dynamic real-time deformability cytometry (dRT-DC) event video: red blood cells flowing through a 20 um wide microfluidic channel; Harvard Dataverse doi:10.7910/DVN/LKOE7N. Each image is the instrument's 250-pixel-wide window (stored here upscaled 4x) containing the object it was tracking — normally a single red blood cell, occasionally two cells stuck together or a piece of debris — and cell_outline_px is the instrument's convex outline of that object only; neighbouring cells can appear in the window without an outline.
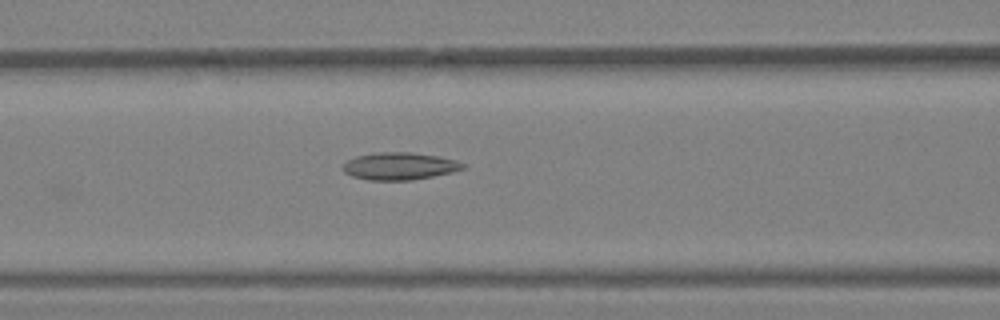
{"species": "Egyptian fruit bat (a non-hibernating species)", "species_latin": "Rousettus aegyptiacus", "temperature_condition": "warm", "stored_images_in_passage": 24, "camera_frame_rate_fps": 3000, "um_per_image_px": 0.085, "animal": {"sex": "female"}, "frame": {"image": 1, "passage_image": 6, "time_ms": 1.667, "image_size_px": [1000, 320], "cell_outline_px": [[468, 164], [464, 168], [452, 172], [412, 180], [368, 180], [352, 176], [344, 172], [340, 168], [348, 160], [356, 156], [376, 152], [412, 152], [440, 156], [456, 160]], "centroid_in_image_um": [33.97, 14.11], "position_along_channel_um": 132.6, "area_um2": 19.31}}
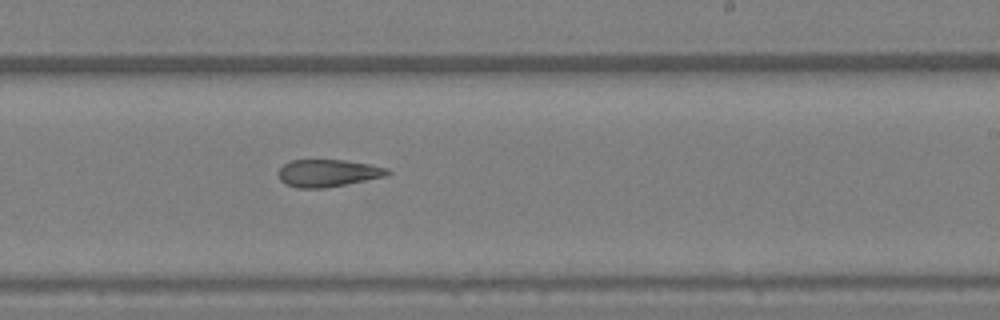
{"frame": {"image": 2, "passage_image": 13, "time_ms": 4.0, "image_size_px": [1000, 320], "cell_outline_px": [[392, 172], [388, 176], [324, 188], [296, 188], [280, 180], [280, 168], [284, 164], [292, 160], [344, 160], [368, 164], [388, 168]], "centroid_in_image_um": [27.92, 14.71], "position_along_channel_um": 261.1, "area_um2": 17.22}}
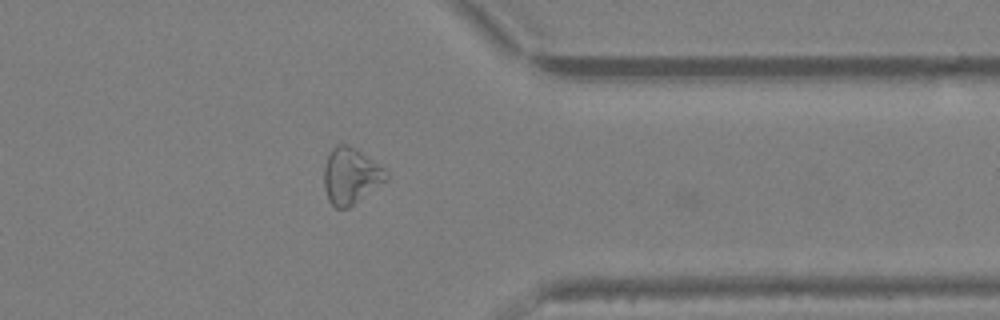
{"frame": {"image": 3, "passage_image": 20, "time_ms": 6.333, "image_size_px": [1000, 320], "cell_outline_px": [[388, 180], [348, 208], [336, 208], [328, 200], [324, 188], [324, 164], [332, 148], [336, 144], [348, 144], [356, 148], [384, 168], [388, 172]], "centroid_in_image_um": [29.81, 14.94], "position_along_channel_um": 381.6, "area_um2": 20.46}}